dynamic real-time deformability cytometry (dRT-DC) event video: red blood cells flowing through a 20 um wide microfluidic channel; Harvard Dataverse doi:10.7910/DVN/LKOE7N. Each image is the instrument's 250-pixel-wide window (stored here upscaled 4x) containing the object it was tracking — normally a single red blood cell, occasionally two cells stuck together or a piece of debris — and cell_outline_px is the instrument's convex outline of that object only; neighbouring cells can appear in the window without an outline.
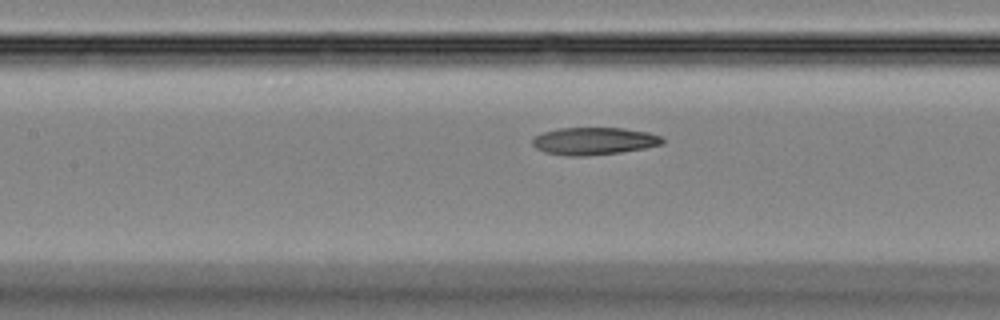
{"species": "Egyptian fruit bat (a non-hibernating species)", "species_latin": "Rousettus aegyptiacus", "temperature_condition": "room temperature", "stored_images_in_passage": 38, "camera_frame_rate_fps": 3000, "um_per_image_px": 0.085, "animal": {"sex": "female"}, "frame": {"image": 1, "passage_image": 14, "time_ms": 4.333, "image_size_px": [1000, 320], "cell_outline_px": [[664, 144], [644, 148], [620, 152], [588, 156], [568, 156], [544, 152], [536, 148], [532, 144], [532, 136], [544, 132], [560, 128], [624, 128], [648, 132], [660, 136], [664, 140]], "centroid_in_image_um": [50.47, 11.99], "position_along_channel_um": 156.9, "area_um2": 20.87}}
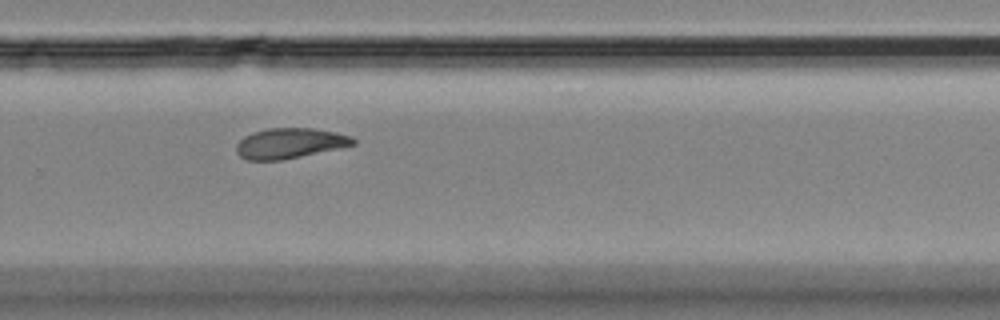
{"frame": {"image": 2, "passage_image": 24, "time_ms": 7.667, "image_size_px": [1000, 320], "cell_outline_px": [[356, 144], [340, 148], [284, 160], [244, 160], [236, 152], [236, 144], [244, 136], [252, 132], [268, 128], [312, 128], [336, 132], [352, 136], [356, 140]], "centroid_in_image_um": [24.63, 12.18], "position_along_channel_um": 305.2, "area_um2": 20.87}}
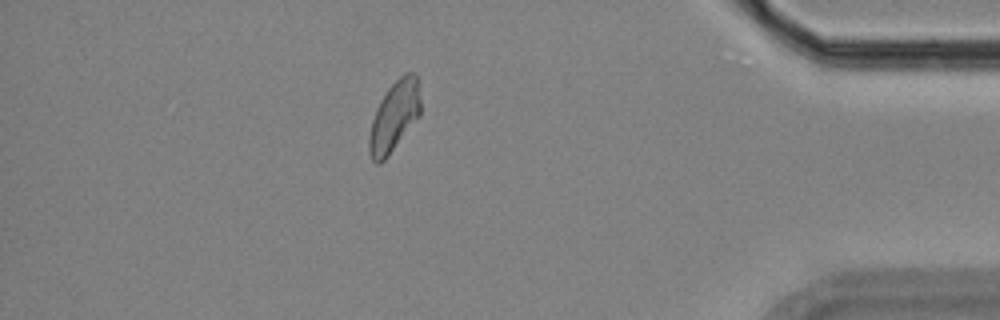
{"frame": {"image": 3, "passage_image": 33, "time_ms": 10.667, "image_size_px": [1000, 320], "cell_outline_px": [[420, 116], [388, 156], [380, 164], [376, 164], [372, 160], [368, 152], [368, 136], [372, 120], [376, 108], [380, 100], [388, 88], [404, 72], [416, 72], [420, 80]], "centroid_in_image_um": [33.52, 9.87], "position_along_channel_um": 401.7, "area_um2": 21.5}}